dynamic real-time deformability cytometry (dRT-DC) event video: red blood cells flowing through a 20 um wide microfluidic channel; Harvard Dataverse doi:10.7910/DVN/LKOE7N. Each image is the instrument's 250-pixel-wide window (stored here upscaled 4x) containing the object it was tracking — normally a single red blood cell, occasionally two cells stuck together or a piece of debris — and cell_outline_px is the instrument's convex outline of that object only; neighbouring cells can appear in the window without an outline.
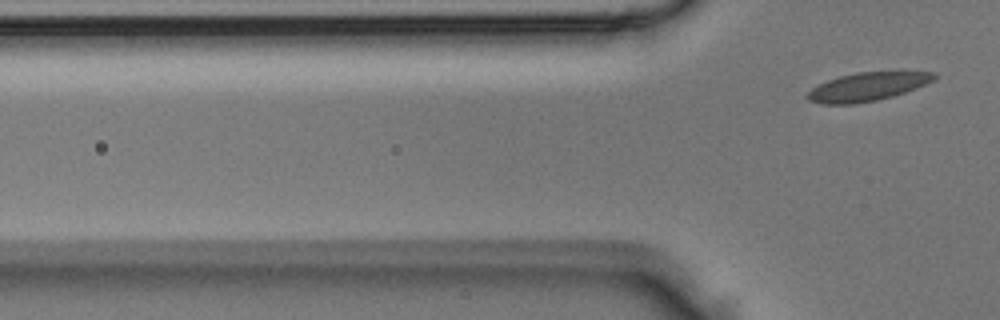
{"species": "Egyptian fruit bat (a non-hibernating species)", "species_latin": "Rousettus aegyptiacus", "temperature_condition": "room temperature", "stored_images_in_passage": 3, "camera_frame_rate_fps": 3000, "um_per_image_px": 0.085, "animal": {"sex": "male"}, "frame": {"image": 1, "passage_image": 3, "time_ms": 0.667, "image_size_px": [1000, 320], "cell_outline_px": [[936, 76], [932, 80], [916, 88], [892, 96], [876, 100], [852, 104], [820, 104], [808, 100], [804, 96], [812, 88], [828, 80], [840, 76], [860, 72], [936, 72]], "centroid_in_image_um": [73.67, 7.38], "position_along_channel_um": 52.1, "area_um2": 20.63}}